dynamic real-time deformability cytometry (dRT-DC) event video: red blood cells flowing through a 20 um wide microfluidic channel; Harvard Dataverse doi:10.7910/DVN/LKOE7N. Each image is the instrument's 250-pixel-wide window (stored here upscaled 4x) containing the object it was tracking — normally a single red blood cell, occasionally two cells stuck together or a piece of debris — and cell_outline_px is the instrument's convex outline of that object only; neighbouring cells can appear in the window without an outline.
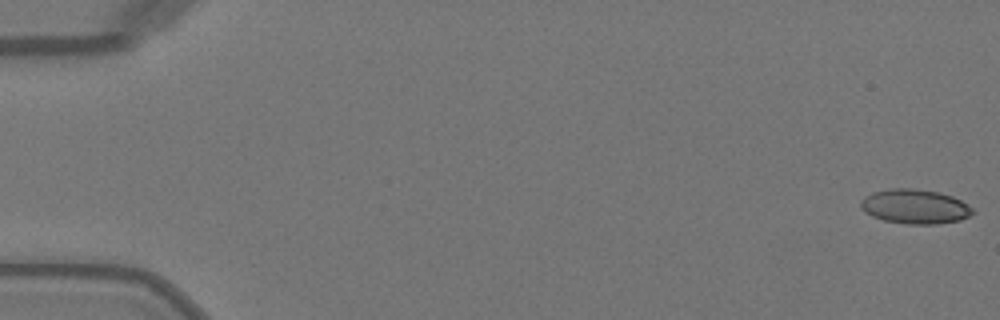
{"species": "Egyptian fruit bat (a non-hibernating species)", "species_latin": "Rousettus aegyptiacus", "temperature_condition": "warm", "stored_images_in_passage": 50, "camera_frame_rate_fps": 3000, "um_per_image_px": 0.085, "animal": {"sex": "female"}, "frame": {"image": 1, "passage_image": 1, "time_ms": 0.0, "image_size_px": [1000, 320], "cell_outline_px": [[976, 212], [960, 220], [936, 224], [908, 224], [884, 220], [872, 216], [860, 208], [860, 200], [864, 196], [872, 192], [892, 188], [912, 188], [940, 192], [952, 196], [968, 204]], "centroid_in_image_um": [77.76, 17.55], "position_along_channel_um": 7.2, "area_um2": 22.6}}
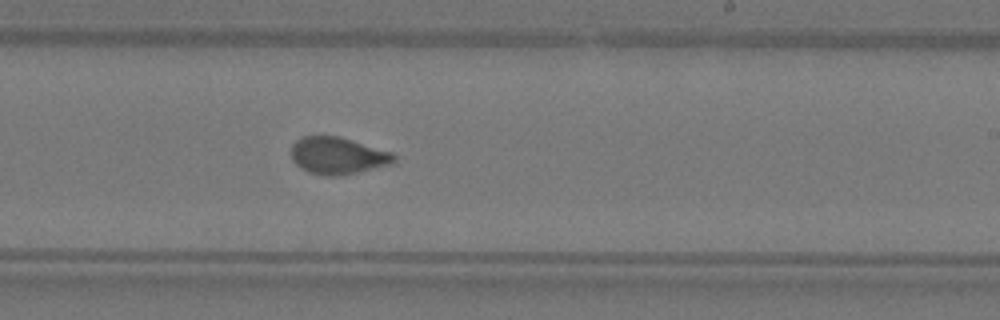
{"frame": {"image": 2, "passage_image": 31, "time_ms": 10.0, "image_size_px": [1000, 320], "cell_outline_px": [[396, 160], [392, 164], [356, 172], [336, 176], [324, 176], [308, 172], [300, 168], [292, 160], [292, 144], [300, 136], [336, 136], [392, 152], [396, 156]], "centroid_in_image_um": [28.68, 13.24], "position_along_channel_um": 260.3, "area_um2": 22.02}}
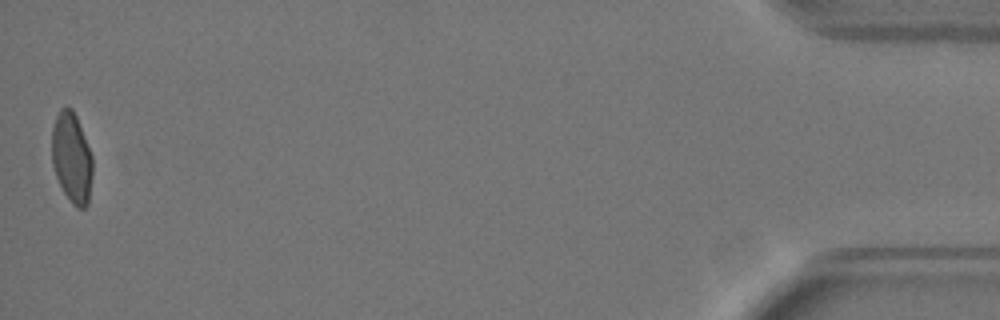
{"frame": {"image": 3, "passage_image": 50, "time_ms": 16.333, "image_size_px": [1000, 320], "cell_outline_px": [[92, 176], [88, 204], [84, 208], [76, 208], [72, 204], [64, 192], [56, 176], [52, 164], [52, 128], [56, 116], [60, 108], [72, 108], [76, 116], [92, 156]], "centroid_in_image_um": [6.09, 13.43], "position_along_channel_um": 429.1, "area_um2": 21.33}, "authors_computed_cell_mechanics": {"area_um2": 22.1952, "velocity_mm_per_s": 4.0916, "shape_relaxation_time_tau1_ms": 7.7493, "shape_relaxation_time_tau2_ms": null, "deformation_change_tau1": 0.1711, "deformation_change_tau2": null}}